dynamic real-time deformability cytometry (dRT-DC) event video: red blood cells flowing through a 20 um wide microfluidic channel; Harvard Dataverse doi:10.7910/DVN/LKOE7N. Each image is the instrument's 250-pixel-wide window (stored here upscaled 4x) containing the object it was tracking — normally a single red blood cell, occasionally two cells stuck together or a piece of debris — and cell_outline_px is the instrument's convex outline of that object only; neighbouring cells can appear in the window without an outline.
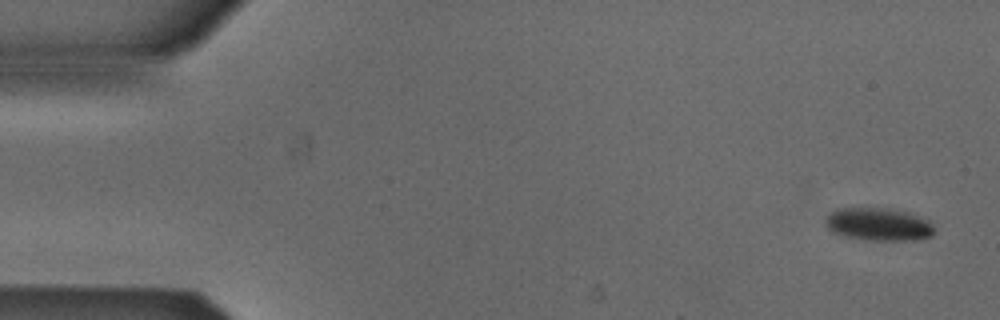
{"species": "Egyptian fruit bat (a non-hibernating species)", "species_latin": "Rousettus aegyptiacus", "temperature_condition": "cold", "stored_images_in_passage": 6, "segment_of_instrument_passage": [2, 2], "camera_frame_rate_fps": 3000, "um_per_image_px": 0.085, "animal": {"sex": "male"}, "frame": {"image": 1, "passage_image": 6, "time_ms": 1.667, "image_size_px": [1000, 320], "cell_outline_px": [[936, 228], [932, 236], [916, 240], [868, 240], [848, 236], [832, 232], [824, 224], [824, 220], [836, 208], [888, 208], [908, 212], [928, 220]], "centroid_in_image_um": [74.7, 19.06], "position_along_channel_um": 10.3, "area_um2": 20.87}}